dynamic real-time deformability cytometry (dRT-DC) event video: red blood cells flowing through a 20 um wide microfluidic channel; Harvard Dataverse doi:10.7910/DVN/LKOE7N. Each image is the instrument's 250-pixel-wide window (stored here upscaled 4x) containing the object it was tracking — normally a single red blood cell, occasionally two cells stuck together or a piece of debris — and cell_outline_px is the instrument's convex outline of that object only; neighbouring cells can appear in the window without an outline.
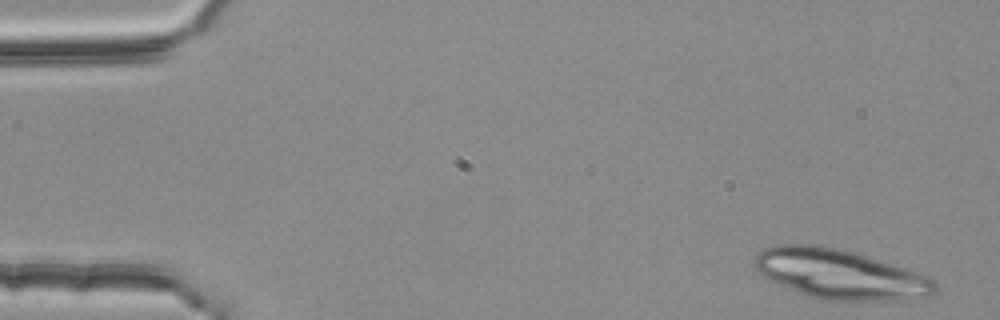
{"species": "common noctule bat (a hibernating species)", "species_latin": "Nyctalus noctula", "temperature_condition": "room temperature", "stored_images_in_passage": 37, "camera_frame_rate_fps": 3000, "um_per_image_px": 0.085, "animal": {"sex": "female", "body_mass_g": 25.1}, "frame": {"image": 1, "passage_image": 1, "time_ms": 0.0, "image_size_px": [1000, 320], "cell_outline_px": [[936, 292], [932, 296], [912, 300], [820, 300], [808, 296], [772, 280], [764, 276], [752, 264], [752, 260], [764, 248], [776, 244], [808, 244], [836, 248], [860, 252], [928, 276], [936, 284]], "centroid_in_image_um": [71.44, 23.3], "position_along_channel_um": 13.6, "area_um2": 52.42}}